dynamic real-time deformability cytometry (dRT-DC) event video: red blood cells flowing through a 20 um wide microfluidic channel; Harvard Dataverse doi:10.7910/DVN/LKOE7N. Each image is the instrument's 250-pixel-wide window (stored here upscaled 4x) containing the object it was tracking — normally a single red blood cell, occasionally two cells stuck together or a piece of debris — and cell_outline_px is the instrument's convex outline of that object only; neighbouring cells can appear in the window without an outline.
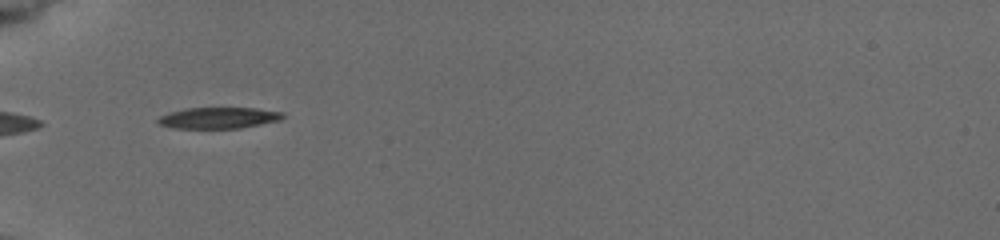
{"species": "common noctule bat (a hibernating species)", "species_latin": "Nyctalus noctula", "temperature_condition": "cold", "stored_images_in_passage": 7, "camera_frame_rate_fps": 3000, "um_per_image_px": 0.085, "animal": {"sex": "female", "body_mass_g": 19.5, "forearm_length_mm": 54.1}, "frame": {"image": 1, "passage_image": 1, "time_ms": 0.0, "image_size_px": [1000, 240], "cell_outline_px": [[284, 116], [280, 120], [240, 128], [172, 128], [160, 124], [156, 120], [160, 116], [168, 112], [184, 108], [256, 108], [284, 112]], "centroid_in_image_um": [18.56, 10.01], "position_along_channel_um": 66.4, "area_um2": 15.43}}
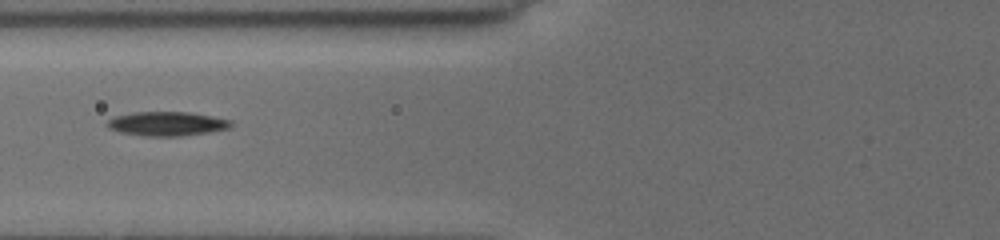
{"frame": {"image": 2, "passage_image": 3, "time_ms": 1.333, "image_size_px": [1000, 240], "cell_outline_px": [[232, 124], [228, 128], [208, 132], [180, 136], [144, 136], [120, 132], [108, 128], [108, 120], [116, 116], [132, 112], [188, 112], [212, 116], [232, 120]], "centroid_in_image_um": [14.19, 10.51], "position_along_channel_um": 111.6, "area_um2": 17.28}}
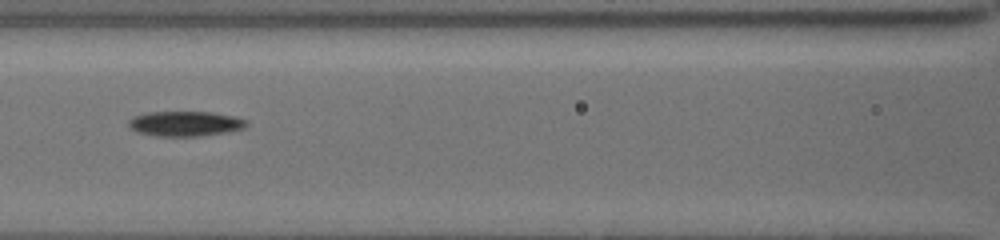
{"frame": {"image": 3, "passage_image": 5, "time_ms": 2.333, "image_size_px": [1000, 240], "cell_outline_px": [[248, 124], [244, 128], [228, 132], [200, 136], [156, 136], [136, 132], [128, 124], [128, 120], [132, 116], [148, 112], [212, 112], [236, 116], [248, 120]], "centroid_in_image_um": [15.76, 10.51], "position_along_channel_um": 150.8, "area_um2": 17.4}}